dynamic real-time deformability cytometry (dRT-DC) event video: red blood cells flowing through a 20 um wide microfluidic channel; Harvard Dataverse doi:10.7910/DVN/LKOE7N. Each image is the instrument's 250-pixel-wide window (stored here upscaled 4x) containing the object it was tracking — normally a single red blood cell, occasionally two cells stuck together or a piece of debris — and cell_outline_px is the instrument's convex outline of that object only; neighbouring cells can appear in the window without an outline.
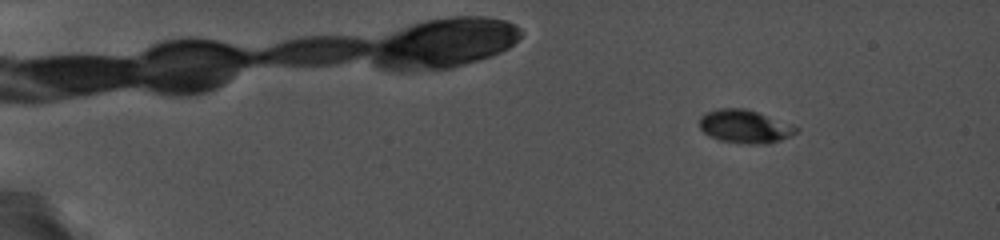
{"species": "common noctule bat (a hibernating species)", "species_latin": "Nyctalus noctula", "temperature_condition": "cold", "stored_images_in_passage": 61, "camera_frame_rate_fps": 5000, "um_per_image_px": 0.085, "animal": {"sex": "female", "body_mass_g": 19.0, "forearm_length_mm": 56.7}, "frame": {"image": 1, "passage_image": 1, "time_ms": 0.0, "image_size_px": [1000, 240], "cell_outline_px": [[800, 128], [792, 136], [768, 144], [740, 144], [716, 140], [708, 136], [700, 128], [700, 116], [708, 112], [720, 108], [744, 108], [792, 124]], "centroid_in_image_um": [63.31, 10.78], "position_along_channel_um": 21.7, "area_um2": 18.9}}
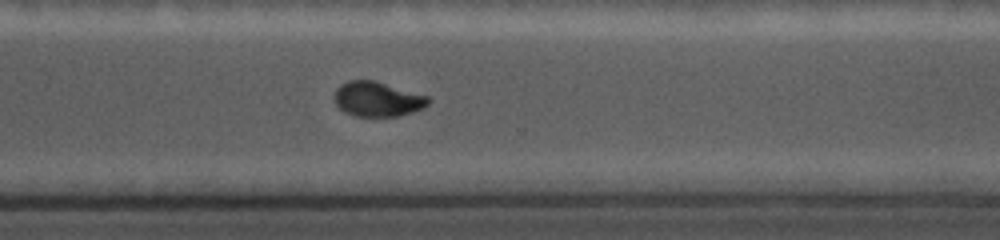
{"frame": {"image": 2, "passage_image": 46, "time_ms": 12.0, "image_size_px": [1000, 240], "cell_outline_px": [[432, 100], [428, 104], [412, 112], [396, 116], [356, 116], [344, 112], [336, 104], [336, 88], [340, 84], [348, 80], [376, 80], [428, 96]], "centroid_in_image_um": [32.09, 8.41], "position_along_channel_um": 338.5, "area_um2": 18.96}}
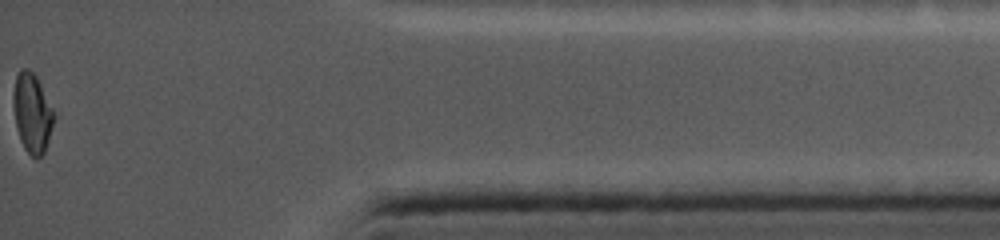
{"frame": {"image": 3, "passage_image": 61, "time_ms": 15.2, "image_size_px": [1000, 240], "cell_outline_px": [[52, 124], [48, 140], [44, 152], [36, 160], [24, 148], [20, 140], [16, 124], [12, 104], [12, 92], [16, 76], [20, 68], [28, 68], [36, 76], [52, 108]], "centroid_in_image_um": [2.68, 9.58], "position_along_channel_um": 432.5, "area_um2": 18.44}}